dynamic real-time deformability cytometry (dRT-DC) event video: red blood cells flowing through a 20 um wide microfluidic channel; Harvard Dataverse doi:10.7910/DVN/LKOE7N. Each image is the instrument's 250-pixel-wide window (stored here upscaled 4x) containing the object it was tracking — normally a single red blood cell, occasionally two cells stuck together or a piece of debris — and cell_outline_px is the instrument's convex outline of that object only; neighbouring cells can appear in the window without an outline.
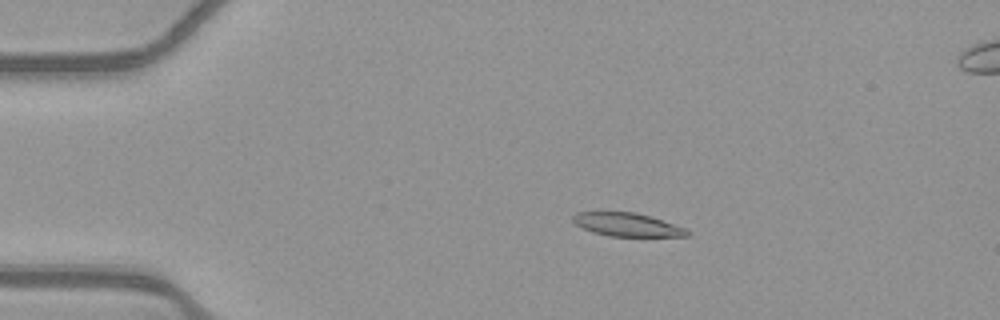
{"species": "common noctule bat (a hibernating species)", "species_latin": "Nyctalus noctula", "temperature_condition": "warm", "stored_images_in_passage": 49, "segment_of_instrument_passage": [1, 2], "camera_frame_rate_fps": 3000, "um_per_image_px": 0.085, "animal": {"sex": "female", "body_mass_g": 21.9}, "frame": {"image": 1, "passage_image": 5, "time_ms": 1.333, "image_size_px": [1000, 320], "cell_outline_px": [[692, 232], [688, 236], [608, 236], [592, 232], [576, 224], [572, 220], [572, 216], [576, 212], [636, 212], [688, 228]], "centroid_in_image_um": [53.34, 19.09], "position_along_channel_um": 31.7, "area_um2": 15.61}}
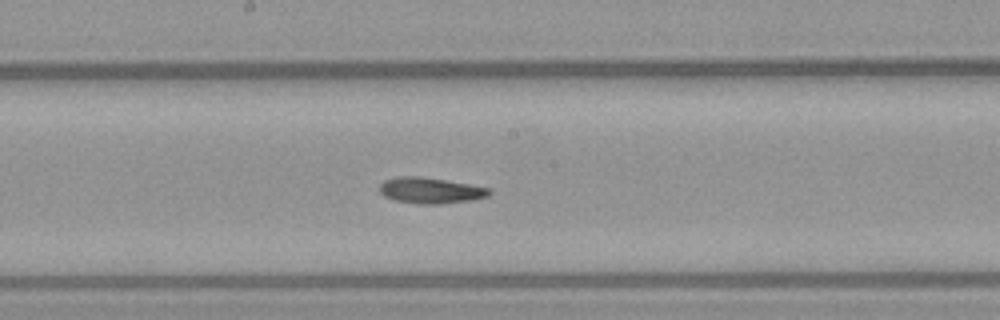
{"frame": {"image": 2, "passage_image": 23, "time_ms": 7.333, "image_size_px": [1000, 320], "cell_outline_px": [[492, 192], [488, 196], [472, 200], [440, 204], [420, 204], [392, 200], [384, 196], [376, 188], [384, 180], [396, 176], [420, 176], [468, 184], [488, 188]], "centroid_in_image_um": [36.52, 16.19], "position_along_channel_um": 211.7, "area_um2": 16.7}}
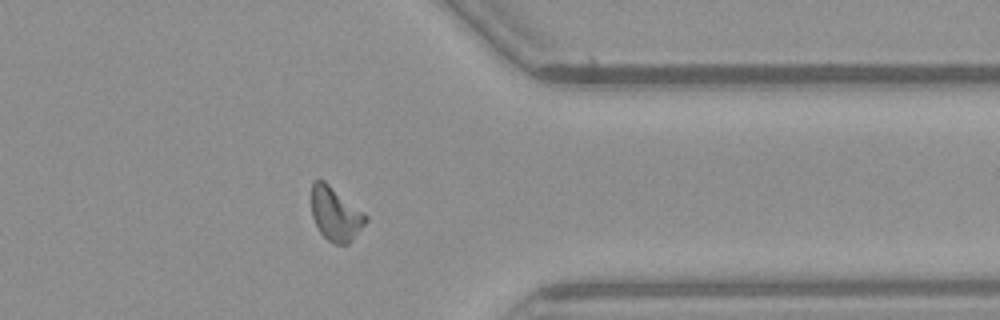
{"frame": {"image": 3, "passage_image": 37, "time_ms": 12.0, "image_size_px": [1000, 320], "cell_outline_px": [[368, 220], [352, 240], [348, 244], [336, 244], [328, 240], [320, 232], [312, 216], [312, 184], [316, 180], [324, 180], [368, 216]], "centroid_in_image_um": [28.53, 18.2], "position_along_channel_um": 382.9, "area_um2": 16.7}}